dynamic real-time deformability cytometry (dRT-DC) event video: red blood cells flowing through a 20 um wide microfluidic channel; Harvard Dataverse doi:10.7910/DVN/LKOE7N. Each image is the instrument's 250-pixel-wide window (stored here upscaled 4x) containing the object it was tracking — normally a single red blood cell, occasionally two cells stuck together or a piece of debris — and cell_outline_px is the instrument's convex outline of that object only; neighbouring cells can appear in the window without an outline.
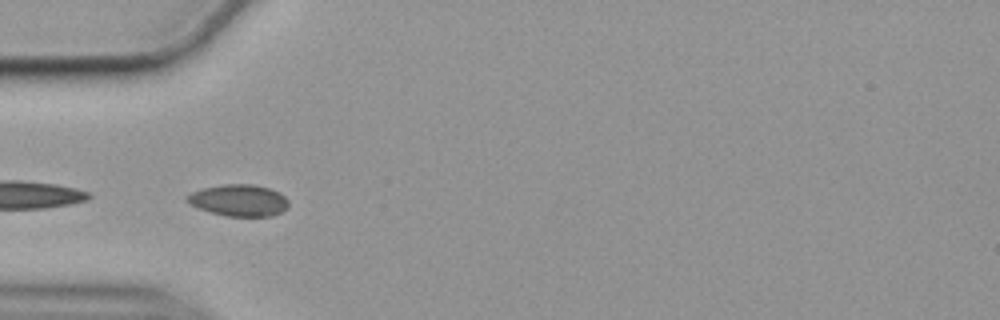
{"species": "common noctule bat (a hibernating species)", "species_latin": "Nyctalus noctula", "temperature_condition": "cold", "stored_images_in_passage": 40, "camera_frame_rate_fps": 3000, "um_per_image_px": 0.085, "animal": {"sex": "female", "body_mass_g": 19.9}, "frame": {"image": 1, "passage_image": 1, "time_ms": 0.0, "image_size_px": [1000, 320], "cell_outline_px": [[288, 208], [272, 216], [224, 216], [188, 204], [184, 200], [184, 196], [192, 192], [204, 188], [224, 184], [252, 184], [268, 188], [280, 192], [288, 200]], "centroid_in_image_um": [20.29, 17.03], "position_along_channel_um": 64.7, "area_um2": 18.79}}
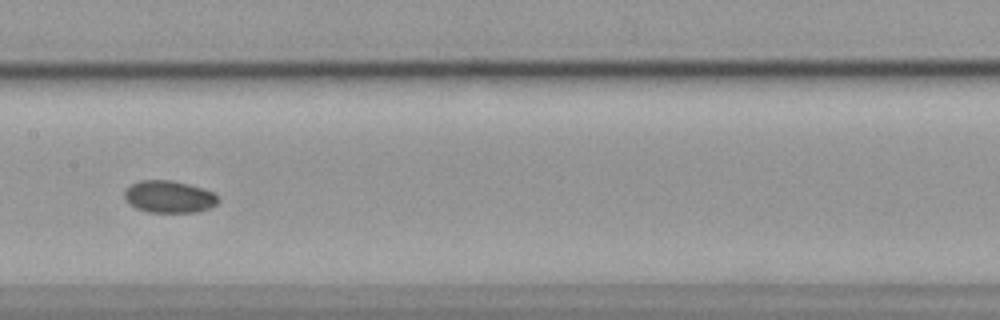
{"frame": {"image": 2, "passage_image": 12, "time_ms": 3.667, "image_size_px": [1000, 320], "cell_outline_px": [[220, 200], [212, 208], [196, 212], [148, 212], [136, 208], [128, 204], [124, 200], [124, 192], [132, 184], [140, 180], [172, 180], [188, 184], [212, 192]], "centroid_in_image_um": [14.35, 16.73], "position_along_channel_um": 193.1, "area_um2": 17.57}}